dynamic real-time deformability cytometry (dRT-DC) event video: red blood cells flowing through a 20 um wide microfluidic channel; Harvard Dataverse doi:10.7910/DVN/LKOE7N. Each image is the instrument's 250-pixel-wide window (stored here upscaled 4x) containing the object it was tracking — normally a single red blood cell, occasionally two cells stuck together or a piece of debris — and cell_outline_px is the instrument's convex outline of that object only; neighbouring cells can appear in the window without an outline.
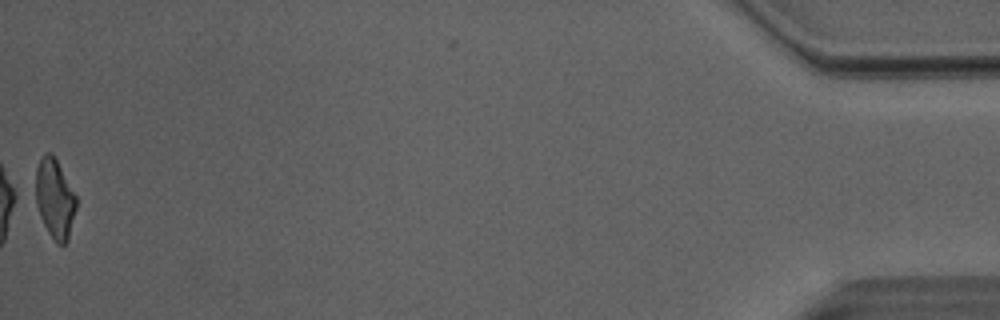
{"species": "Egyptian fruit bat (a non-hibernating species)", "species_latin": "Rousettus aegyptiacus", "temperature_condition": "room temperature", "stored_images_in_passage": 50, "camera_frame_rate_fps": 3000, "um_per_image_px": 0.085, "animal": {"sex": "male"}, "frame": {"image": 1, "passage_image": 50, "time_ms": 16.333, "image_size_px": [1000, 320], "cell_outline_px": [[76, 208], [68, 240], [64, 244], [56, 244], [48, 232], [28, 196], [28, 192], [36, 168], [44, 152], [52, 152], [76, 196]], "centroid_in_image_um": [4.52, 16.85], "position_along_channel_um": 430.7, "area_um2": 20.11}, "authors_computed_cell_mechanics": {"area_um2": 20.8947, "velocity_mm_per_s": 4.0878, "shape_relaxation_time_tau1_ms": 5.3963, "shape_relaxation_time_tau2_ms": 2.0869, "deformation_change_tau1": 0.1833, "deformation_change_tau2": 0.1242}}